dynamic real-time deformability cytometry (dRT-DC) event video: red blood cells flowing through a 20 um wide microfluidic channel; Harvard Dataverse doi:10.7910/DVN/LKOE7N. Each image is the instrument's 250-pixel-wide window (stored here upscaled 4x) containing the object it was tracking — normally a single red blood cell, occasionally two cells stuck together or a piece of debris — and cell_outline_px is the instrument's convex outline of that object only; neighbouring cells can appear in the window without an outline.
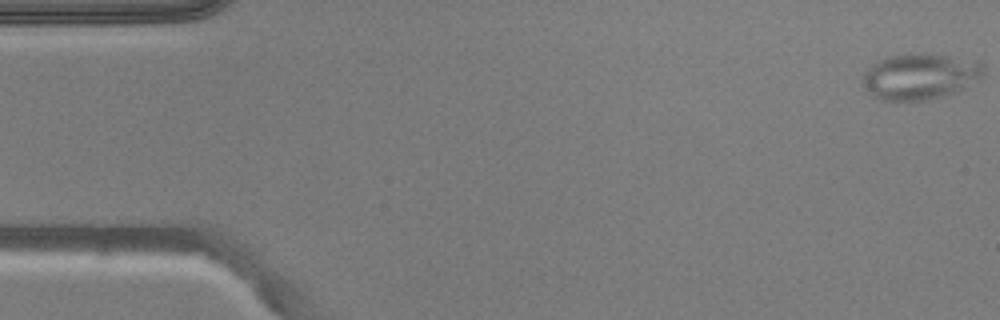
{"species": "common noctule bat (a hibernating species)", "species_latin": "Nyctalus noctula", "temperature_condition": "warm", "stored_images_in_passage": 51, "camera_frame_rate_fps": 3000, "um_per_image_px": 0.085, "animal": {"sex": "male", "body_mass_g": 20.5, "forearm_length_mm": 52.5}, "frame": {"image": 1, "passage_image": 1, "time_ms": 0.0, "image_size_px": [1000, 320], "cell_outline_px": [[984, 72], [980, 76], [956, 92], [928, 100], [880, 100], [864, 84], [864, 72], [872, 64], [888, 56], [908, 52], [928, 52], [976, 60], [984, 64]], "centroid_in_image_um": [78.23, 6.45], "position_along_channel_um": 6.8, "area_um2": 32.25}}
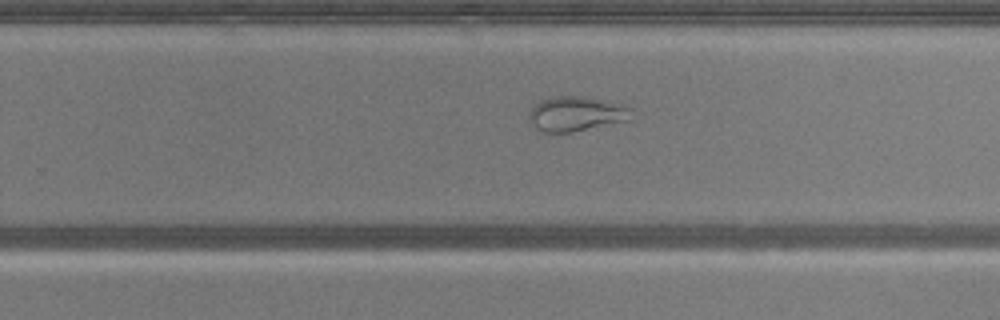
{"frame": {"image": 2, "passage_image": 32, "time_ms": 10.333, "image_size_px": [1000, 320], "cell_outline_px": [[636, 120], [572, 132], [544, 132], [536, 128], [528, 120], [528, 112], [540, 100], [548, 96], [580, 96], [624, 104], [632, 108]], "centroid_in_image_um": [49.06, 9.68], "position_along_channel_um": 280.7, "area_um2": 21.39}}
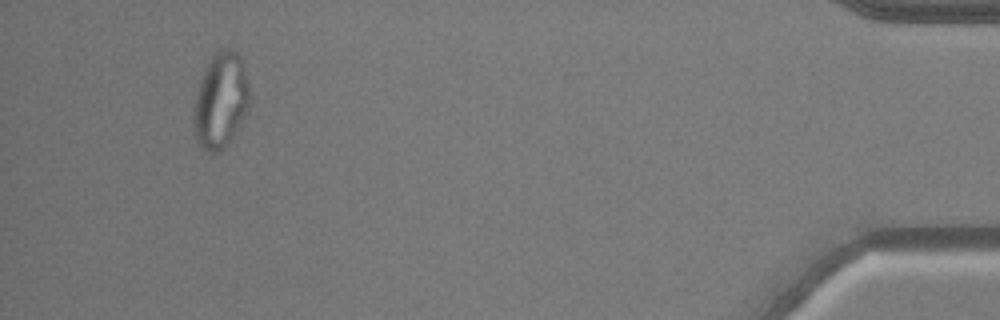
{"frame": {"image": 3, "passage_image": 48, "time_ms": 15.667, "image_size_px": [1000, 320], "cell_outline_px": [[248, 108], [232, 140], [224, 148], [216, 152], [208, 152], [200, 144], [196, 136], [196, 96], [204, 72], [212, 56], [220, 48], [232, 48], [240, 56], [248, 84]], "centroid_in_image_um": [18.8, 8.53], "position_along_channel_um": 416.4, "area_um2": 29.94}, "authors_computed_cell_mechanics": {"area_um2": 28.4376, "velocity_mm_per_s": 3.9524, "shape_relaxation_time_tau1_ms": null, "shape_relaxation_time_tau2_ms": 1.3021, "deformation_change_tau1": null, "deformation_change_tau2": 0.0783}}